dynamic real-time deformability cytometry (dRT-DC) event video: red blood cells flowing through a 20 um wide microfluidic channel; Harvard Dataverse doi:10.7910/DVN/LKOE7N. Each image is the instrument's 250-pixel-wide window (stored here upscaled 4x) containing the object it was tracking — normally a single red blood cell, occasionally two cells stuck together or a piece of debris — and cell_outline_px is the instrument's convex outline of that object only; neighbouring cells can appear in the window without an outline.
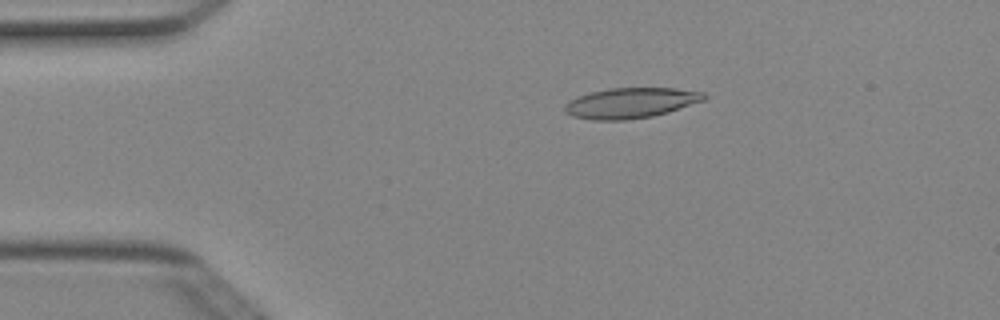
{"species": "Egyptian fruit bat (a non-hibernating species)", "species_latin": "Rousettus aegyptiacus", "temperature_condition": "cold", "stored_images_in_passage": 4, "camera_frame_rate_fps": 3000, "um_per_image_px": 0.085, "animal": {"sex": "female"}, "frame": {"image": 1, "passage_image": 3, "time_ms": 0.667, "image_size_px": [1000, 320], "cell_outline_px": [[708, 96], [704, 100], [668, 112], [652, 116], [624, 120], [596, 120], [572, 116], [564, 112], [564, 104], [568, 100], [576, 96], [588, 92], [608, 88], [676, 88], [704, 92]], "centroid_in_image_um": [53.57, 8.74], "position_along_channel_um": 31.4, "area_um2": 24.85}}